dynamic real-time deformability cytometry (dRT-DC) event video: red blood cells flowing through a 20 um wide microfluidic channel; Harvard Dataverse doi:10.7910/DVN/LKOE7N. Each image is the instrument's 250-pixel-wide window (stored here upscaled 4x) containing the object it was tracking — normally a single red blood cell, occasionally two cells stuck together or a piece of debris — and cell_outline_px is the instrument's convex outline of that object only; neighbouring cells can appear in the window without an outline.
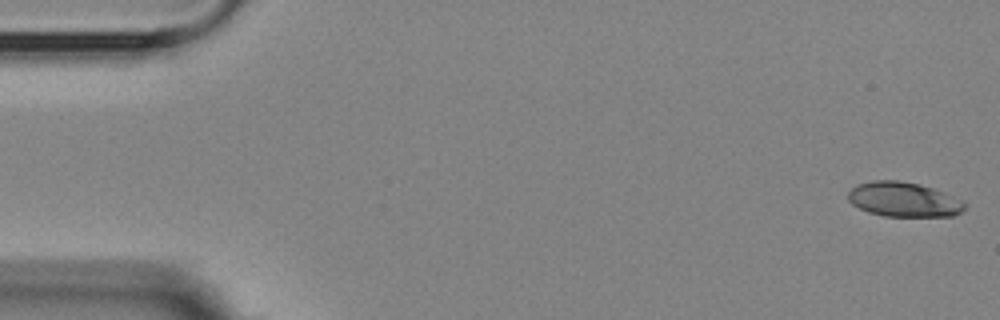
{"species": "Egyptian fruit bat (a non-hibernating species)", "species_latin": "Rousettus aegyptiacus", "temperature_condition": "room temperature", "stored_images_in_passage": 5, "camera_frame_rate_fps": 3000, "um_per_image_px": 0.085, "animal": {"sex": "female"}, "frame": {"image": 1, "passage_image": 1, "time_ms": 0.0, "image_size_px": [1000, 320], "cell_outline_px": [[968, 204], [960, 212], [952, 216], [884, 216], [868, 212], [852, 204], [848, 200], [848, 192], [856, 184], [872, 180], [900, 180], [920, 184], [932, 188], [964, 200]], "centroid_in_image_um": [76.81, 16.95], "position_along_channel_um": 8.2, "area_um2": 23.7}}